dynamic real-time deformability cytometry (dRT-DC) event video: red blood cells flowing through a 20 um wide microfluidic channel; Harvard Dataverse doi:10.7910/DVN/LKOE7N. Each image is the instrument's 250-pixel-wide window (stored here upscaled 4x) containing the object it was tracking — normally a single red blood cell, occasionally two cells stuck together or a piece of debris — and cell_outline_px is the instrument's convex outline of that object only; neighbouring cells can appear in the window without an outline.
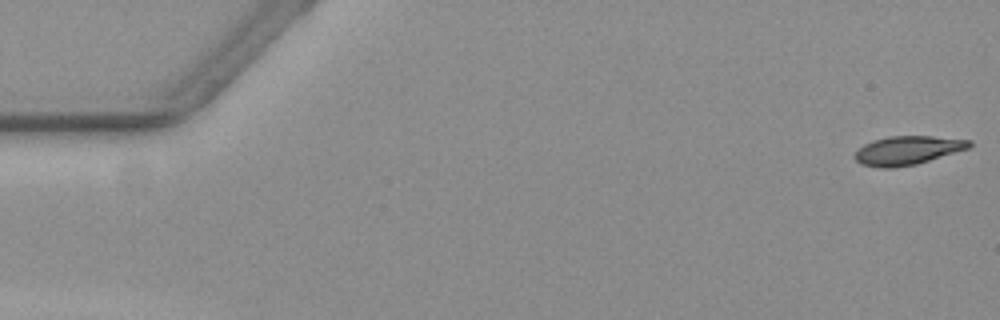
{"species": "common noctule bat (a hibernating species)", "species_latin": "Nyctalus noctula", "temperature_condition": "warm", "stored_images_in_passage": 52, "camera_frame_rate_fps": 3000, "um_per_image_px": 0.085, "animal": {"sex": "female", "body_mass_g": 19.3, "forearm_length_mm": 54.1}, "frame": {"image": 1, "passage_image": 1, "time_ms": 0.0, "image_size_px": [1000, 320], "cell_outline_px": [[972, 144], [968, 148], [916, 164], [892, 168], [880, 168], [860, 164], [852, 156], [864, 144], [872, 140], [888, 136], [932, 136], [972, 140]], "centroid_in_image_um": [77.1, 12.78], "position_along_channel_um": 7.9, "area_um2": 19.13}}
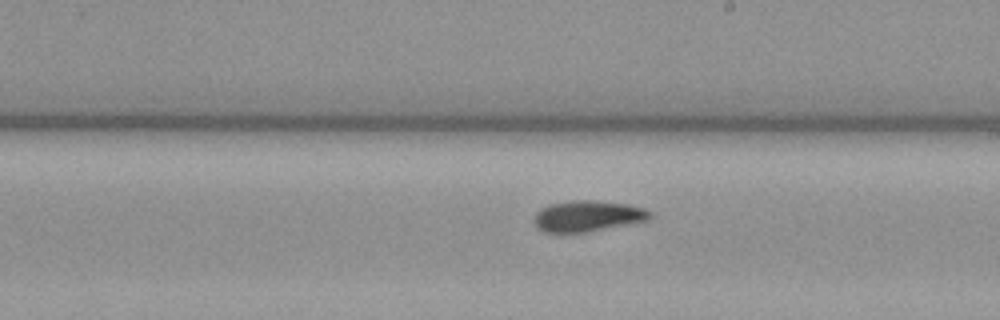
{"frame": {"image": 2, "passage_image": 33, "time_ms": 10.667, "image_size_px": [1000, 320], "cell_outline_px": [[652, 216], [648, 220], [584, 232], [544, 232], [532, 220], [536, 212], [540, 208], [548, 204], [576, 200], [592, 200], [628, 204], [644, 208], [652, 212]], "centroid_in_image_um": [49.94, 18.35], "position_along_channel_um": 239.1, "area_um2": 20.75}}
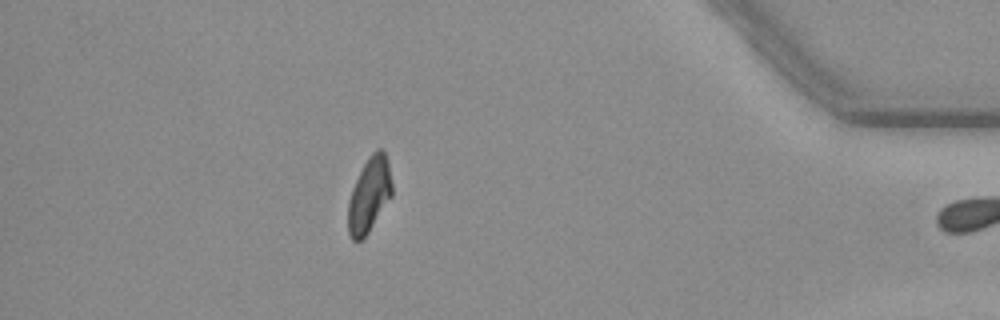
{"frame": {"image": 3, "passage_image": 51, "time_ms": 16.667, "image_size_px": [1000, 320], "cell_outline_px": [[392, 196], [368, 232], [360, 240], [352, 240], [348, 232], [348, 200], [352, 188], [368, 156], [376, 148], [380, 148], [384, 152], [388, 160], [392, 184]], "centroid_in_image_um": [31.39, 16.54], "position_along_channel_um": 403.8, "area_um2": 19.07}, "authors_computed_cell_mechanics": {"area_um2": 20.2878, "velocity_mm_per_s": 3.5553, "shape_relaxation_time_tau1_ms": 7.4584, "shape_relaxation_time_tau2_ms": 4.5209, "deformation_change_tau1": 0.1677, "deformation_change_tau2": 0.0893}}